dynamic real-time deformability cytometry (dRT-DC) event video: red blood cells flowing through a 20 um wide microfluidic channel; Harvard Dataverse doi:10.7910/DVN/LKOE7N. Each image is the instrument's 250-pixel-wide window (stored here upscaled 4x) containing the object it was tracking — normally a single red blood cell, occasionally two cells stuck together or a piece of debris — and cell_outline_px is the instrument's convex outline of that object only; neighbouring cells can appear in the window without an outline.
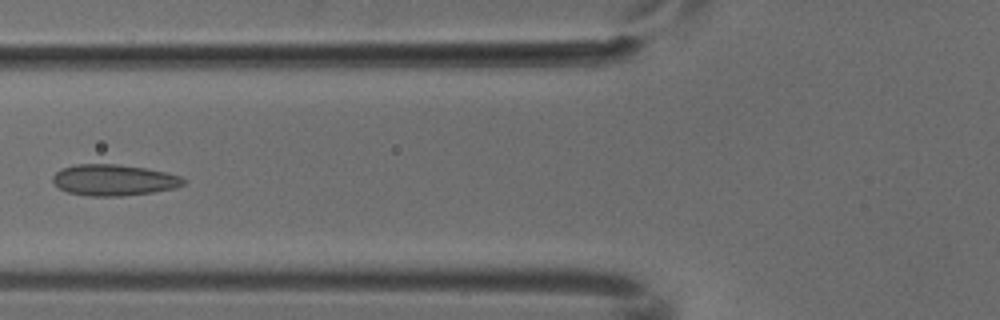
{"species": "common noctule bat (a hibernating species)", "species_latin": "Nyctalus noctula", "temperature_condition": "cold", "stored_images_in_passage": 5, "camera_frame_rate_fps": 3000, "um_per_image_px": 0.085, "animal": {"sex": "male", "body_mass_g": 18.8}, "frame": {"image": 1, "passage_image": 4, "time_ms": 1.0, "image_size_px": [1000, 320], "cell_outline_px": [[184, 184], [172, 188], [152, 192], [124, 196], [88, 196], [68, 192], [60, 188], [52, 180], [52, 176], [60, 168], [76, 164], [116, 164], [144, 168], [164, 172], [180, 176], [184, 180]], "centroid_in_image_um": [9.62, 15.3], "position_along_channel_um": 116.2, "area_um2": 23.52}}
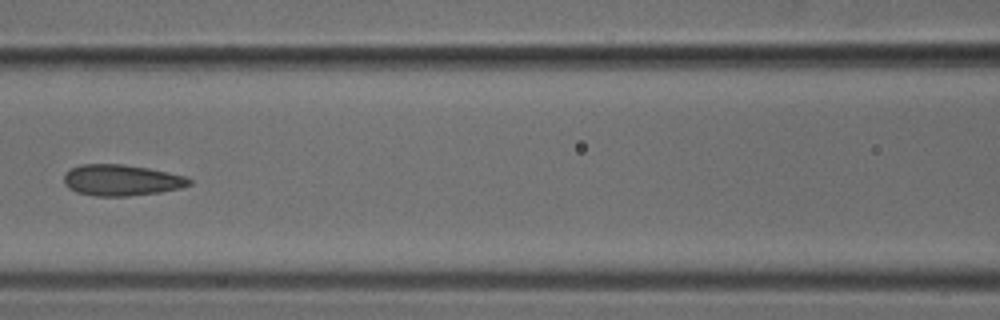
{"frame": {"image": 2, "passage_image": 5, "time_ms": 1.333, "image_size_px": [1000, 320], "cell_outline_px": [[192, 184], [180, 188], [160, 192], [128, 196], [96, 196], [76, 192], [68, 188], [64, 184], [64, 176], [72, 168], [80, 164], [120, 164], [148, 168], [188, 176], [192, 180]], "centroid_in_image_um": [10.35, 15.32], "position_along_channel_um": 156.3, "area_um2": 22.77}}